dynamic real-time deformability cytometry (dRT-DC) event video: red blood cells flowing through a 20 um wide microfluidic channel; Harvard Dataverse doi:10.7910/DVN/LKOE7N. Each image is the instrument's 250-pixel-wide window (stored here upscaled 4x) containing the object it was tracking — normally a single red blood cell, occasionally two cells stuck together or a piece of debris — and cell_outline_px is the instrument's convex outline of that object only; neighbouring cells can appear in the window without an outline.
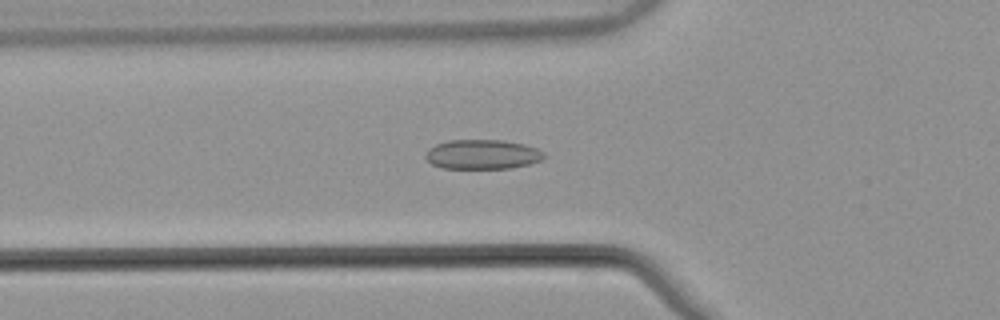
{"species": "common noctule bat (a hibernating species)", "species_latin": "Nyctalus noctula", "temperature_condition": "warm", "stored_images_in_passage": 50, "camera_frame_rate_fps": 3000, "um_per_image_px": 0.085, "animal": {"sex": "male", "body_mass_g": 21.5, "forearm_length_mm": 52.0}, "frame": {"image": 1, "passage_image": 16, "time_ms": 5.0, "image_size_px": [1000, 320], "cell_outline_px": [[544, 156], [540, 160], [528, 164], [512, 168], [440, 168], [432, 164], [424, 156], [428, 148], [436, 144], [448, 140], [504, 140], [524, 144], [536, 148], [544, 152]], "centroid_in_image_um": [40.97, 13.12], "position_along_channel_um": 84.8, "area_um2": 20.4}}
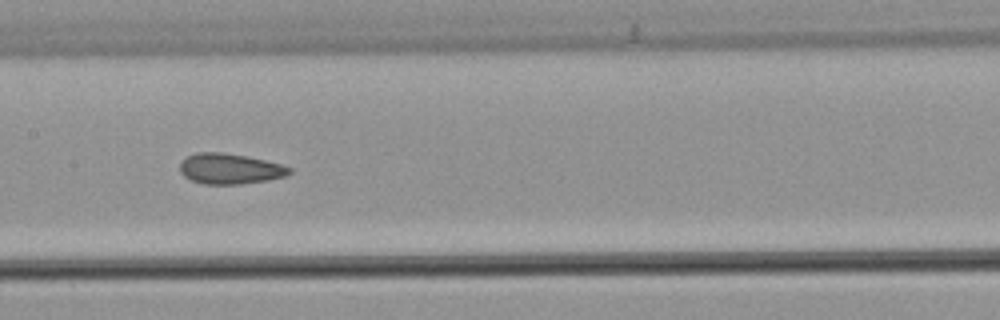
{"frame": {"image": 2, "passage_image": 24, "time_ms": 7.667, "image_size_px": [1000, 320], "cell_outline_px": [[292, 172], [284, 176], [268, 180], [240, 184], [204, 184], [192, 180], [184, 176], [180, 172], [180, 164], [188, 156], [196, 152], [224, 152], [264, 160], [280, 164], [292, 168]], "centroid_in_image_um": [19.54, 14.34], "position_along_channel_um": 187.9, "area_um2": 19.31}}
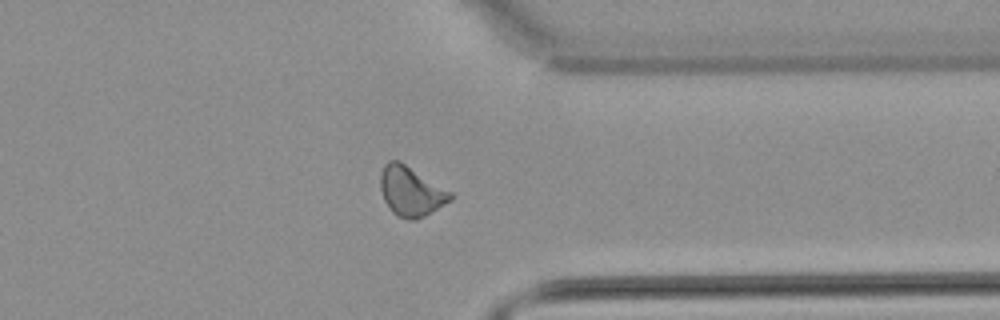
{"frame": {"image": 3, "passage_image": 39, "time_ms": 12.667, "image_size_px": [1000, 320], "cell_outline_px": [[452, 200], [424, 216], [416, 220], [408, 220], [396, 216], [392, 212], [384, 200], [380, 188], [380, 172], [384, 164], [388, 160], [400, 160], [452, 192]], "centroid_in_image_um": [34.91, 16.25], "position_along_channel_um": 376.5, "area_um2": 20.46}, "authors_computed_cell_mechanics": {"area_um2": 19.7965, "velocity_mm_per_s": 3.8462, "shape_relaxation_time_tau1_ms": null, "shape_relaxation_time_tau2_ms": 2.0936, "deformation_change_tau1": null, "deformation_change_tau2": 0.0806}}